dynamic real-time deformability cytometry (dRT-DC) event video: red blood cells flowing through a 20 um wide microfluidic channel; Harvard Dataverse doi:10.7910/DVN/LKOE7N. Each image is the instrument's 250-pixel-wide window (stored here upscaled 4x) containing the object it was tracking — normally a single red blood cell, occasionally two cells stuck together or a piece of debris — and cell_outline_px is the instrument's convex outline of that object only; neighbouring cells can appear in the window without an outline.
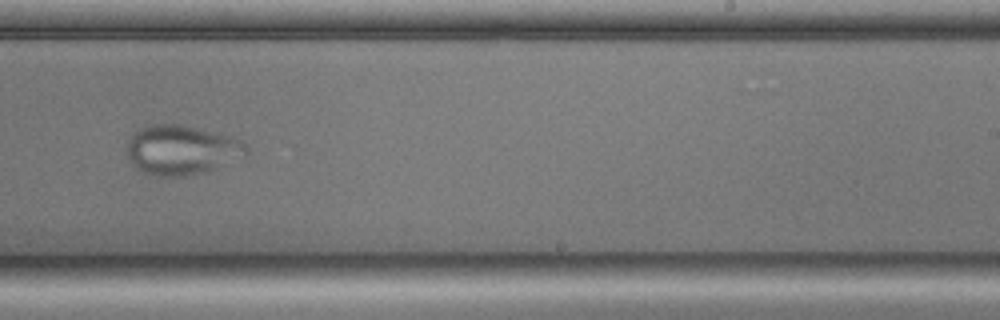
{"species": "common noctule bat (a hibernating species)", "species_latin": "Nyctalus noctula", "temperature_condition": "cold", "stored_images_in_passage": 39, "camera_frame_rate_fps": 3000, "um_per_image_px": 0.085, "animal": {"sex": "male", "body_mass_g": 17.9, "forearm_length_mm": 54.2}, "frame": {"image": 1, "passage_image": 22, "time_ms": 7.0, "image_size_px": [1000, 320], "cell_outline_px": [[248, 152], [244, 156], [212, 168], [200, 172], [184, 176], [156, 176], [140, 172], [132, 164], [128, 156], [124, 144], [132, 132], [140, 128], [156, 124], [180, 124], [244, 140], [248, 148]], "centroid_in_image_um": [15.35, 12.73], "position_along_channel_um": 273.7, "area_um2": 34.39}}
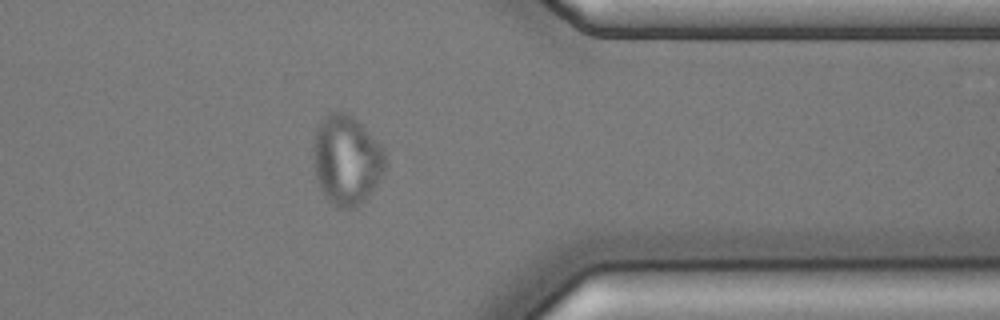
{"frame": {"image": 2, "passage_image": 32, "time_ms": 10.333, "image_size_px": [1000, 320], "cell_outline_px": [[388, 164], [384, 172], [376, 184], [364, 200], [360, 204], [352, 208], [336, 208], [328, 200], [320, 188], [316, 180], [316, 128], [320, 120], [328, 112], [348, 112], [384, 148]], "centroid_in_image_um": [29.5, 13.6], "position_along_channel_um": 381.9, "area_um2": 37.11}}